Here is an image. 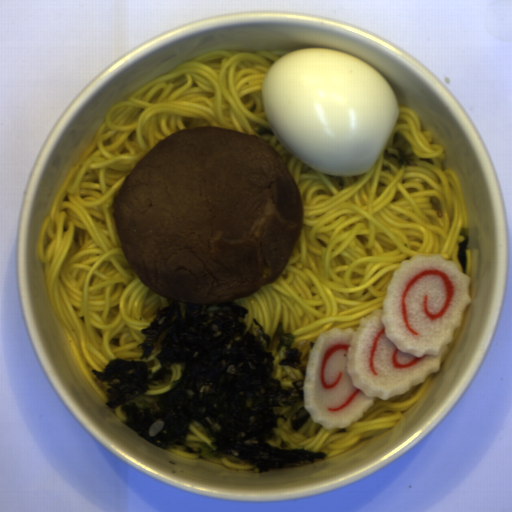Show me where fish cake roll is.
<instances>
[{"label":"fish cake roll","mask_w":512,"mask_h":512,"mask_svg":"<svg viewBox=\"0 0 512 512\" xmlns=\"http://www.w3.org/2000/svg\"><path fill=\"white\" fill-rule=\"evenodd\" d=\"M471 278L455 261L416 254L386 286L383 307L356 329L322 331L309 351L304 409L327 429H344L378 398L405 394L440 371L463 314Z\"/></svg>","instance_id":"fish-cake-roll-1"}]
</instances>
